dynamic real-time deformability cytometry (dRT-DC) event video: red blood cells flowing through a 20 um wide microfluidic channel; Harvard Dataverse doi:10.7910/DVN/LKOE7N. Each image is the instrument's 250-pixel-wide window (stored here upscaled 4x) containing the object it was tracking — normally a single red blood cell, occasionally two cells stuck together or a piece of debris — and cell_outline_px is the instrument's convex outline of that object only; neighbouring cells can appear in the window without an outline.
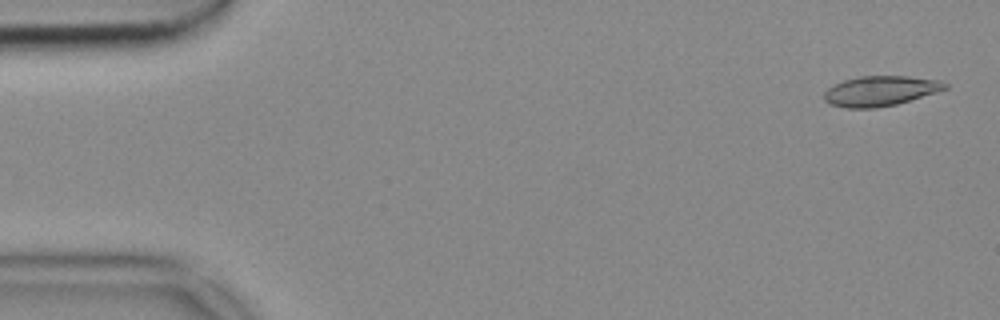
{"species": "common noctule bat (a hibernating species)", "species_latin": "Nyctalus noctula", "temperature_condition": "cold", "stored_images_in_passage": 53, "camera_frame_rate_fps": 3000, "um_per_image_px": 0.085, "animal": {"sex": "female", "body_mass_g": 18.4}, "frame": {"image": 1, "passage_image": 2, "time_ms": 0.333, "image_size_px": [1000, 320], "cell_outline_px": [[948, 88], [936, 92], [896, 104], [876, 108], [848, 108], [828, 104], [824, 100], [824, 92], [832, 84], [844, 80], [860, 76], [908, 76], [940, 80], [948, 84]], "centroid_in_image_um": [74.8, 7.73], "position_along_channel_um": 10.2, "area_um2": 21.21}}
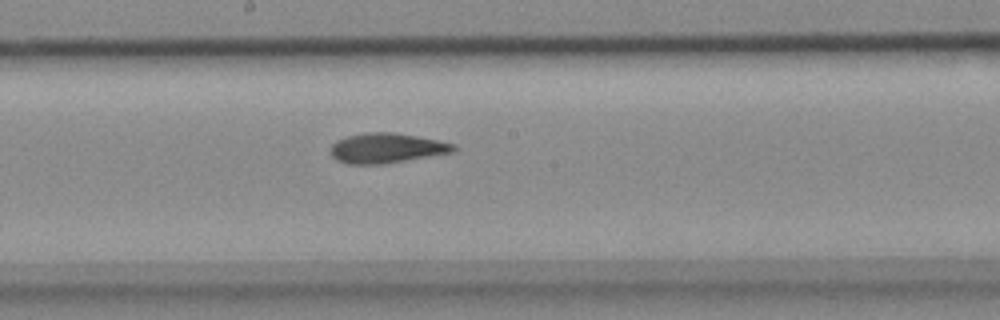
{"frame": {"image": 2, "passage_image": 28, "time_ms": 9.0, "image_size_px": [1000, 320], "cell_outline_px": [[456, 152], [380, 164], [348, 164], [336, 160], [332, 156], [328, 148], [336, 140], [348, 136], [368, 132], [392, 132], [416, 136], [456, 144]], "centroid_in_image_um": [32.83, 12.59], "position_along_channel_um": 215.4, "area_um2": 21.44}}
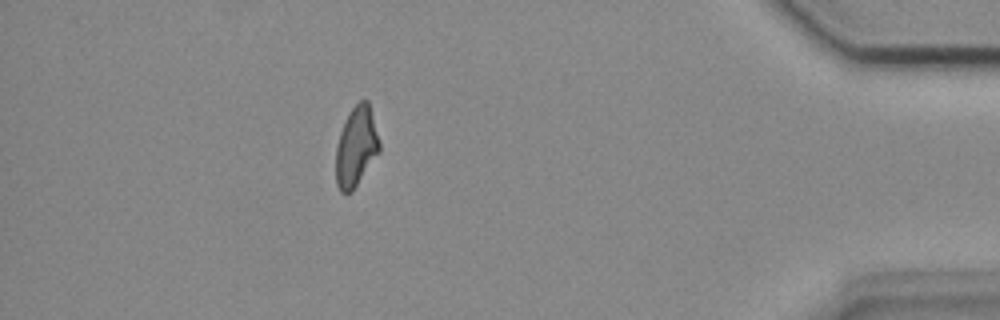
{"frame": {"image": 3, "passage_image": 47, "time_ms": 15.333, "image_size_px": [1000, 320], "cell_outline_px": [[380, 152], [352, 192], [340, 192], [336, 184], [336, 148], [340, 132], [352, 108], [360, 100], [368, 100], [380, 144]], "centroid_in_image_um": [30.28, 12.51], "position_along_channel_um": 404.9, "area_um2": 20.06}}